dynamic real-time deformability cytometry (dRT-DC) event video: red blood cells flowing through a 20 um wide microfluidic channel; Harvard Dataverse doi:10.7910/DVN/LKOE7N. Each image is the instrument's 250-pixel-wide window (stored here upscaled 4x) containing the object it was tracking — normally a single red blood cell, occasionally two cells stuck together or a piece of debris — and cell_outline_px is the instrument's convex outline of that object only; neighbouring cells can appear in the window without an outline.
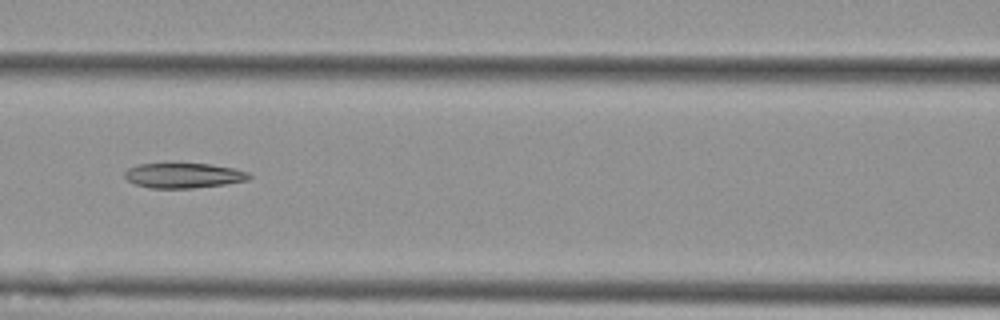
{"species": "Egyptian fruit bat (a non-hibernating species)", "species_latin": "Rousettus aegyptiacus", "temperature_condition": "cold", "stored_images_in_passage": 15, "camera_frame_rate_fps": 3000, "um_per_image_px": 0.085, "animal": {"sex": "female"}, "frame": {"image": 1, "passage_image": 10, "time_ms": 3.0, "image_size_px": [1000, 320], "cell_outline_px": [[252, 176], [248, 180], [224, 184], [192, 188], [148, 188], [136, 184], [128, 180], [124, 176], [124, 172], [128, 168], [136, 164], [212, 164], [232, 168], [248, 172]], "centroid_in_image_um": [15.59, 14.92], "position_along_channel_um": 151.0, "area_um2": 18.03}}